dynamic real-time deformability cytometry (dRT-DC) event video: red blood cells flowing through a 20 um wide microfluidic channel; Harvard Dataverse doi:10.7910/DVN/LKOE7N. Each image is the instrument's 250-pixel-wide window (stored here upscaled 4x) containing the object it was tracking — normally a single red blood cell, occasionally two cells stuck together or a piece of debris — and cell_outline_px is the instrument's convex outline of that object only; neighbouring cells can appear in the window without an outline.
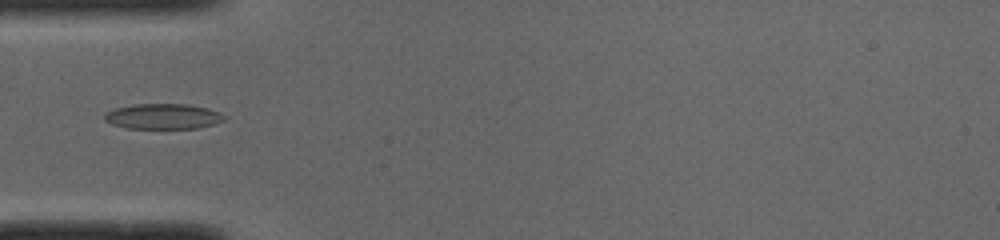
{"species": "common noctule bat (a hibernating species)", "species_latin": "Nyctalus noctula", "temperature_condition": "cold", "stored_images_in_passage": 35, "camera_frame_rate_fps": 3000, "um_per_image_px": 0.085, "animal": {"sex": "male", "body_mass_g": 19.0, "forearm_length_mm": 50.8}, "frame": {"image": 1, "passage_image": 1, "time_ms": 0.0, "image_size_px": [1000, 240], "cell_outline_px": [[228, 116], [224, 120], [212, 124], [196, 128], [128, 128], [112, 124], [104, 120], [104, 116], [108, 112], [116, 108], [136, 104], [188, 104], [208, 108], [220, 112]], "centroid_in_image_um": [13.9, 9.89], "position_along_channel_um": 71.1, "area_um2": 17.57}}
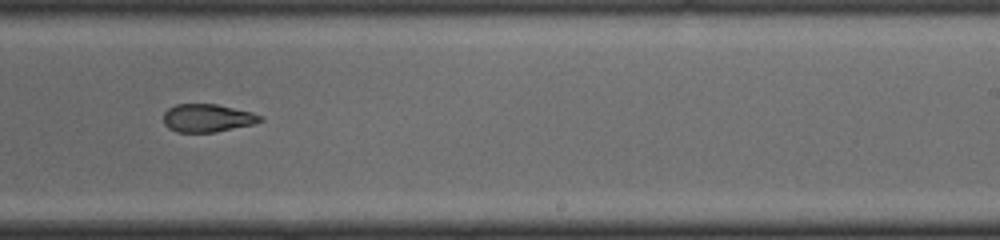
{"frame": {"image": 2, "passage_image": 16, "time_ms": 5.0, "image_size_px": [1000, 240], "cell_outline_px": [[264, 120], [252, 124], [216, 132], [176, 132], [168, 128], [164, 124], [164, 112], [168, 108], [176, 104], [216, 104], [252, 112], [264, 116]], "centroid_in_image_um": [17.63, 10.03], "position_along_channel_um": 271.4, "area_um2": 15.84}}
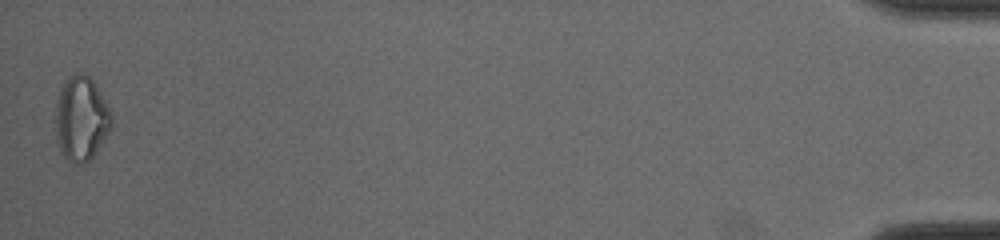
{"frame": {"image": 3, "passage_image": 35, "time_ms": 11.333, "image_size_px": [1000, 240], "cell_outline_px": [[112, 128], [92, 156], [84, 164], [76, 164], [68, 160], [60, 152], [56, 136], [56, 104], [60, 88], [64, 80], [76, 72], [84, 72], [96, 84], [112, 112]], "centroid_in_image_um": [6.91, 10.05], "position_along_channel_um": 428.3, "area_um2": 27.74}}